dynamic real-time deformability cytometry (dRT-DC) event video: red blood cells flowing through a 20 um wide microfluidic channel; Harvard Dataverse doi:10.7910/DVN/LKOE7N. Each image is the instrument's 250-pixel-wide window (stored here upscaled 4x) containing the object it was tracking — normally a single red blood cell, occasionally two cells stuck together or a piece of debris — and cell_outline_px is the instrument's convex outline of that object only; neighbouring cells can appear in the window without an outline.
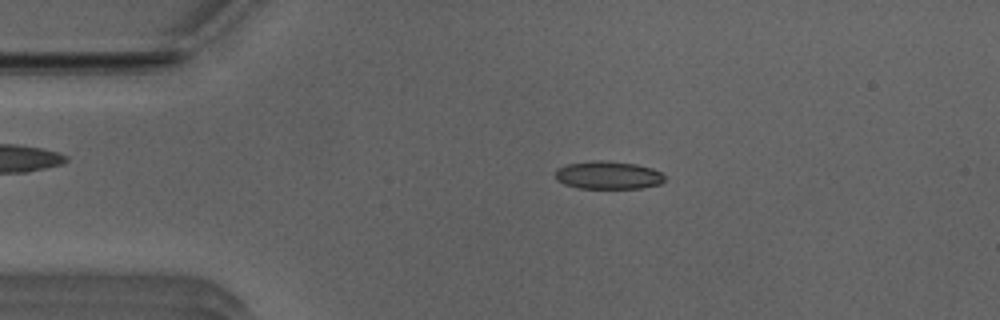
{"species": "Egyptian fruit bat (a non-hibernating species)", "species_latin": "Rousettus aegyptiacus", "temperature_condition": "room temperature", "stored_images_in_passage": 44, "camera_frame_rate_fps": 3000, "um_per_image_px": 0.085, "animal": {"sex": "male"}, "frame": {"image": 1, "passage_image": 3, "time_ms": 0.667, "image_size_px": [1000, 320], "cell_outline_px": [[664, 180], [660, 184], [640, 188], [576, 188], [564, 184], [556, 180], [556, 168], [568, 164], [596, 160], [604, 160], [636, 164], [652, 168], [660, 172], [664, 176]], "centroid_in_image_um": [51.67, 14.89], "position_along_channel_um": 33.3, "area_um2": 17.8}}
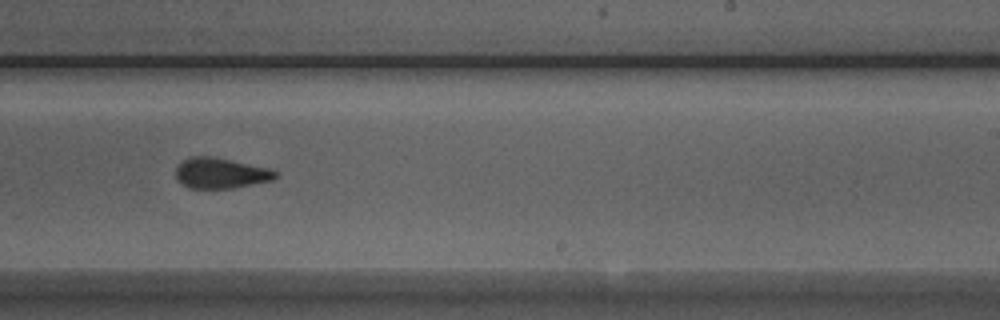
{"frame": {"image": 2, "passage_image": 24, "time_ms": 7.667, "image_size_px": [1000, 320], "cell_outline_px": [[280, 172], [272, 180], [232, 188], [188, 188], [176, 180], [176, 164], [192, 156], [212, 156], [268, 168]], "centroid_in_image_um": [18.72, 14.71], "position_along_channel_um": 270.3, "area_um2": 17.74}}
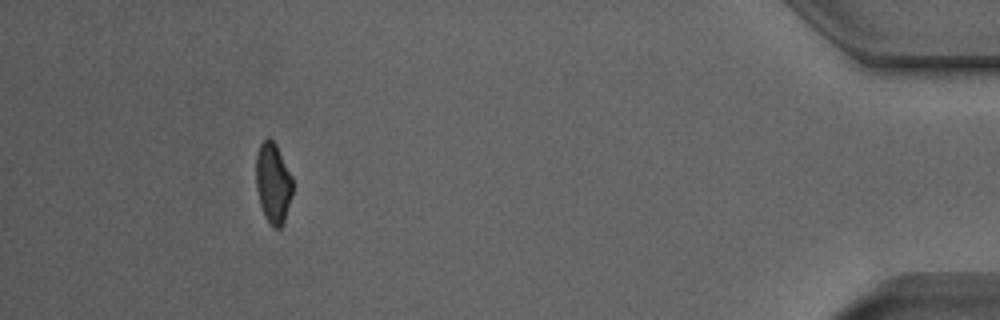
{"frame": {"image": 3, "passage_image": 40, "time_ms": 13.0, "image_size_px": [1000, 320], "cell_outline_px": [[292, 196], [284, 220], [280, 228], [272, 228], [264, 216], [260, 204], [256, 188], [256, 156], [260, 144], [268, 136], [276, 144], [292, 176]], "centroid_in_image_um": [23.2, 15.56], "position_along_channel_um": 412.0, "area_um2": 17.22}, "authors_computed_cell_mechanics": {"area_um2": 18.0625, "velocity_mm_per_s": 3.9268, "shape_relaxation_time_tau1_ms": null, "shape_relaxation_time_tau2_ms": 1.5094, "deformation_change_tau1": null, "deformation_change_tau2": 0.0844}}